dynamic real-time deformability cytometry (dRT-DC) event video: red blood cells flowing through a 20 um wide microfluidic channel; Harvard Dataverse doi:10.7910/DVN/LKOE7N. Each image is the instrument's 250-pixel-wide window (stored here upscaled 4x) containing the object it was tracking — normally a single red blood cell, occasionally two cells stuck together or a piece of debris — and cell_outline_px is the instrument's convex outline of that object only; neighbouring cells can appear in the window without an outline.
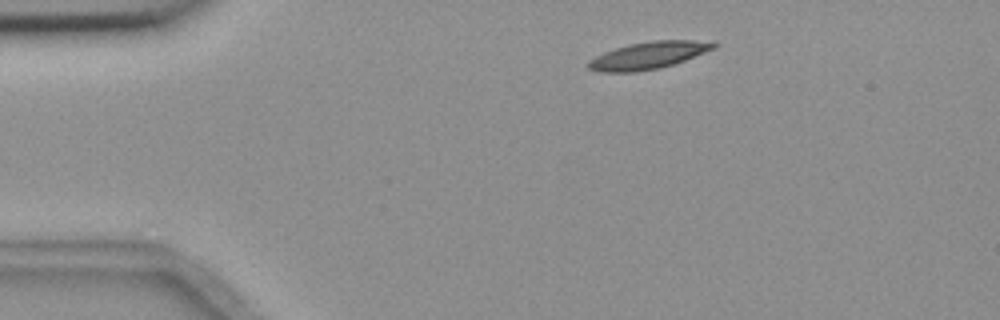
{"species": "common noctule bat (a hibernating species)", "species_latin": "Nyctalus noctula", "temperature_condition": "room temperature", "stored_images_in_passage": 6, "camera_frame_rate_fps": 3000, "um_per_image_px": 0.085, "animal": {"sex": "female", "body_mass_g": 18.4}, "frame": {"image": 1, "passage_image": 2, "time_ms": 1.0, "image_size_px": [1000, 320], "cell_outline_px": [[720, 44], [716, 48], [684, 60], [660, 68], [636, 72], [600, 72], [588, 68], [588, 60], [604, 52], [628, 44], [652, 40], [716, 40]], "centroid_in_image_um": [55.18, 4.69], "position_along_channel_um": 29.8, "area_um2": 20.06}}
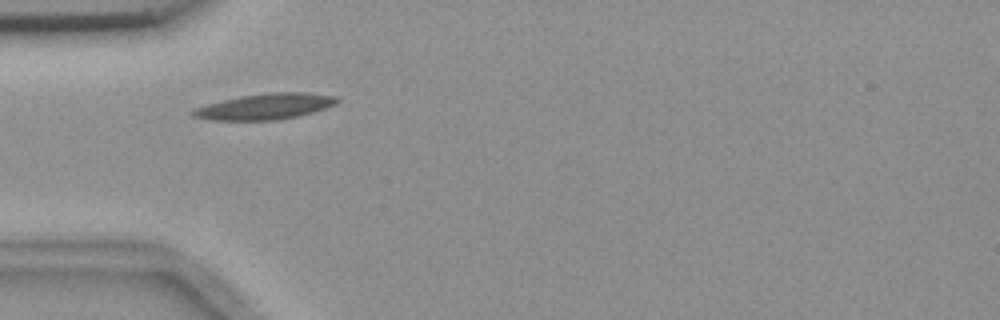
{"frame": {"image": 2, "passage_image": 4, "time_ms": 3.333, "image_size_px": [1000, 320], "cell_outline_px": [[340, 100], [336, 104], [312, 112], [296, 116], [276, 120], [212, 120], [192, 116], [188, 112], [192, 108], [240, 96], [272, 92], [304, 92], [336, 96]], "centroid_in_image_um": [22.5, 9.05], "position_along_channel_um": 62.5, "area_um2": 21.62}}
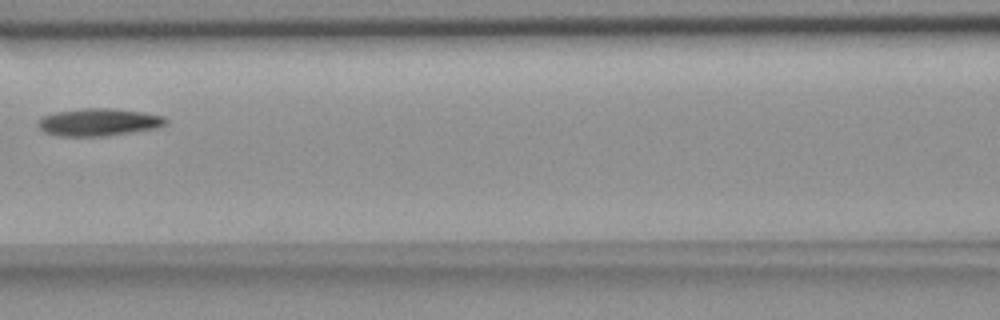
{"frame": {"image": 3, "passage_image": 6, "time_ms": 6.0, "image_size_px": [1000, 320], "cell_outline_px": [[168, 124], [156, 128], [132, 132], [104, 136], [56, 136], [44, 132], [36, 124], [36, 120], [40, 116], [56, 112], [80, 108], [116, 108], [144, 112], [164, 116], [168, 120]], "centroid_in_image_um": [8.36, 10.37], "position_along_channel_um": 158.2, "area_um2": 20.87}}